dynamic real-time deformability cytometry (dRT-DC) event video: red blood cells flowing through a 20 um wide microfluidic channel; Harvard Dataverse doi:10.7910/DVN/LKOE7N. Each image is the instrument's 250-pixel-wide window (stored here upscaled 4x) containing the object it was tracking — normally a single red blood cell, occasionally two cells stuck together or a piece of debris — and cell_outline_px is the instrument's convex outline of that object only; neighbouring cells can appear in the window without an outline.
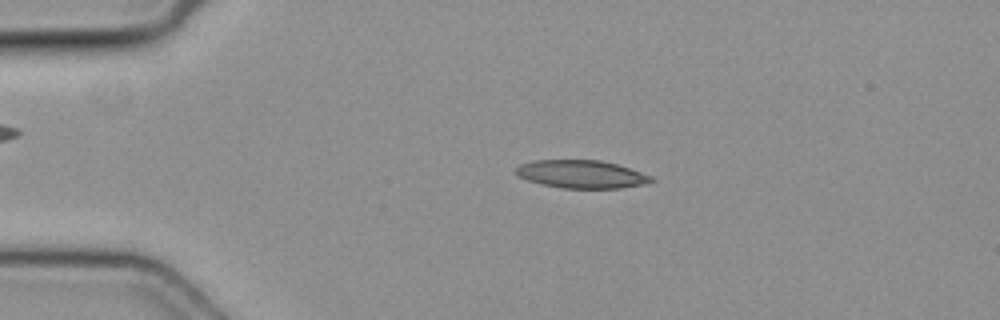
{"species": "common noctule bat (a hibernating species)", "species_latin": "Nyctalus noctula", "temperature_condition": "cold", "stored_images_in_passage": 46, "camera_frame_rate_fps": 3000, "um_per_image_px": 0.085, "animal": {"sex": "female", "body_mass_g": 19.3, "forearm_length_mm": 54.1}, "frame": {"image": 1, "passage_image": 10, "time_ms": 3.0, "image_size_px": [1000, 320], "cell_outline_px": [[656, 180], [644, 184], [620, 188], [564, 188], [540, 184], [528, 180], [520, 176], [516, 172], [516, 168], [520, 164], [536, 160], [600, 160], [616, 164], [652, 176]], "centroid_in_image_um": [49.44, 14.81], "position_along_channel_um": 35.6, "area_um2": 21.85}}
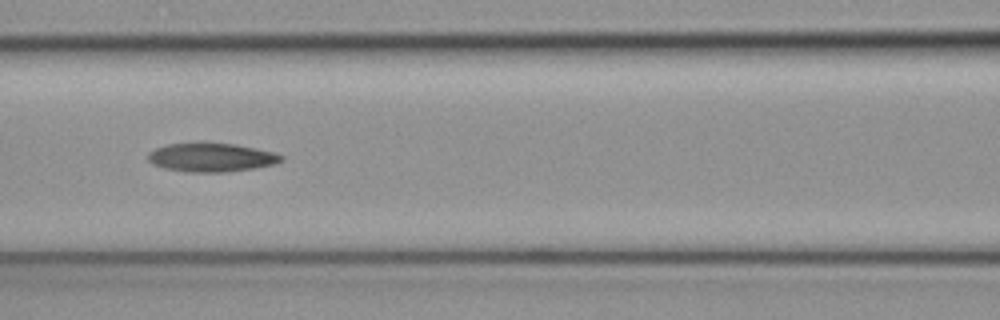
{"frame": {"image": 2, "passage_image": 21, "time_ms": 6.667, "image_size_px": [1000, 320], "cell_outline_px": [[284, 160], [276, 164], [228, 172], [184, 172], [164, 168], [152, 164], [148, 160], [148, 152], [156, 148], [168, 144], [204, 140], [236, 144], [256, 148], [272, 152], [284, 156]], "centroid_in_image_um": [17.94, 13.35], "position_along_channel_um": 148.7, "area_um2": 23.06}}
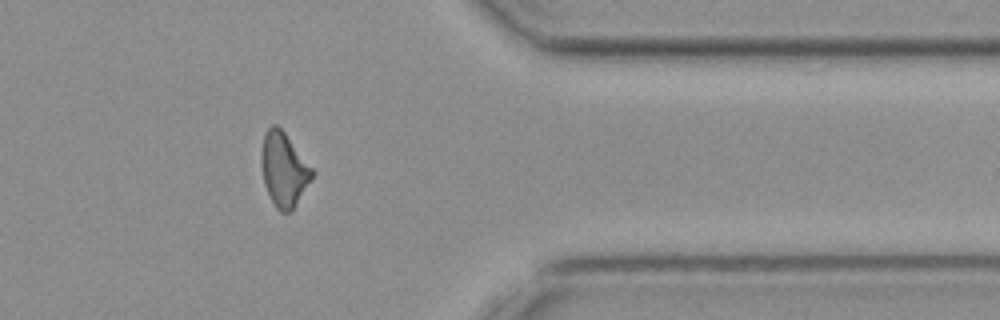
{"frame": {"image": 3, "passage_image": 39, "time_ms": 12.667, "image_size_px": [1000, 320], "cell_outline_px": [[316, 172], [292, 212], [280, 212], [276, 208], [264, 184], [260, 164], [260, 156], [264, 132], [272, 124], [276, 124], [284, 132]], "centroid_in_image_um": [24.12, 14.41], "position_along_channel_um": 387.3, "area_um2": 22.08}}